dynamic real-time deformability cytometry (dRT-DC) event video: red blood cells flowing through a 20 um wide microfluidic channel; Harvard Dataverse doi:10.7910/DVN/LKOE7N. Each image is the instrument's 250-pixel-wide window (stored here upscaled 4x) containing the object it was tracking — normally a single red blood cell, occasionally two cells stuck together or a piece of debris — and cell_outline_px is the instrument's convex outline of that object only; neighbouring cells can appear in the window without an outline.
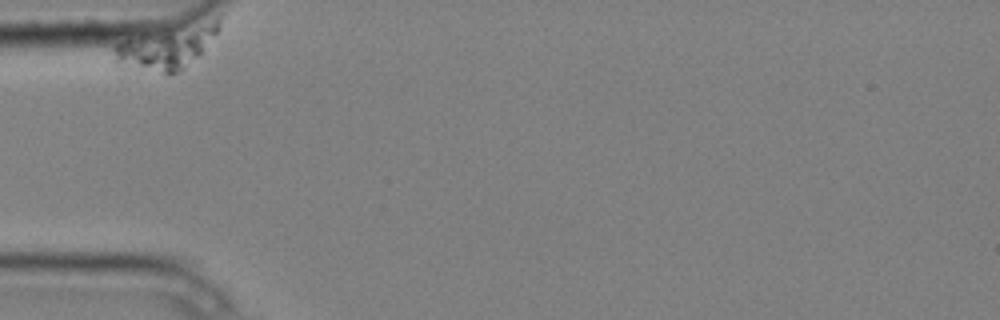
{"species": "common noctule bat (a hibernating species)", "species_latin": "Nyctalus noctula", "temperature_condition": "cold", "stored_images_in_passage": 7, "camera_frame_rate_fps": 3000, "um_per_image_px": 0.085, "animal": {"sex": "male", "body_mass_g": 20.4}, "frame": {"image": 1, "passage_image": 2, "time_ms": 0.333, "image_size_px": [1000, 320], "cell_outline_px": [[220, 28], [204, 52], [200, 56], [180, 72], [172, 76], [112, 60], [112, 48], [116, 44], [124, 40], [220, 16]], "centroid_in_image_um": [14.28, 4.02], "position_along_channel_um": 70.7, "area_um2": 26.01}}
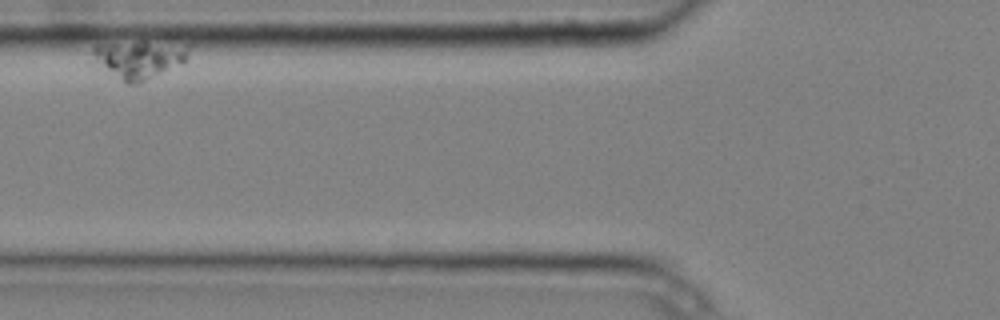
{"frame": {"image": 2, "passage_image": 4, "time_ms": 1.0, "image_size_px": [1000, 320], "cell_outline_px": [[192, 44], [184, 60], [180, 64], [144, 80], [132, 84], [128, 84], [96, 60], [92, 52], [92, 48], [96, 44]], "centroid_in_image_um": [11.87, 5.03], "position_along_channel_um": 113.9, "area_um2": 19.48}}
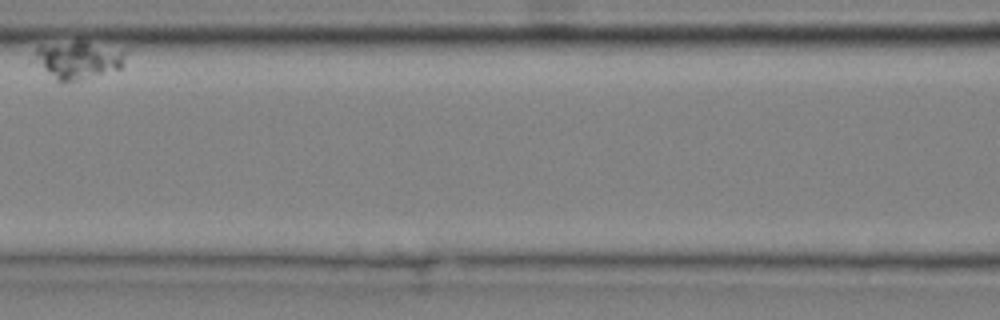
{"frame": {"image": 3, "passage_image": 6, "time_ms": 1.667, "image_size_px": [1000, 320], "cell_outline_px": [[128, 48], [120, 68], [64, 84], [60, 84], [36, 60], [36, 48], [76, 40], [84, 40]], "centroid_in_image_um": [6.76, 5.06], "position_along_channel_um": 159.8, "area_um2": 20.0}}